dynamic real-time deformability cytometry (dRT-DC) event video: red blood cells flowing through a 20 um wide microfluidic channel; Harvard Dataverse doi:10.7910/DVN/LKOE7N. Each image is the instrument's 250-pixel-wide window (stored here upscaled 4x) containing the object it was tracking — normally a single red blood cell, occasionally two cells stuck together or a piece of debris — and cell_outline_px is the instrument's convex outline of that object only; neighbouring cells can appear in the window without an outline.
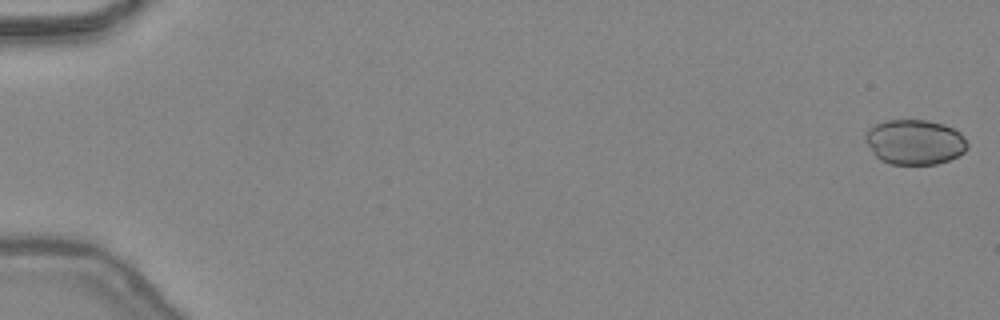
{"species": "common noctule bat (a hibernating species)", "species_latin": "Nyctalus noctula", "temperature_condition": "warm", "stored_images_in_passage": 15, "camera_frame_rate_fps": 3000, "um_per_image_px": 0.085, "animal": {"sex": "female", "body_mass_g": 24.6, "forearm_length_mm": 56.2}, "frame": {"image": 1, "passage_image": 1, "time_ms": 0.0, "image_size_px": [1000, 320], "cell_outline_px": [[968, 148], [964, 152], [948, 160], [936, 164], [888, 164], [880, 160], [872, 152], [864, 140], [864, 132], [868, 128], [876, 124], [888, 120], [928, 120], [944, 124], [960, 132], [968, 144]], "centroid_in_image_um": [77.72, 12.07], "position_along_channel_um": 7.3, "area_um2": 26.93}}
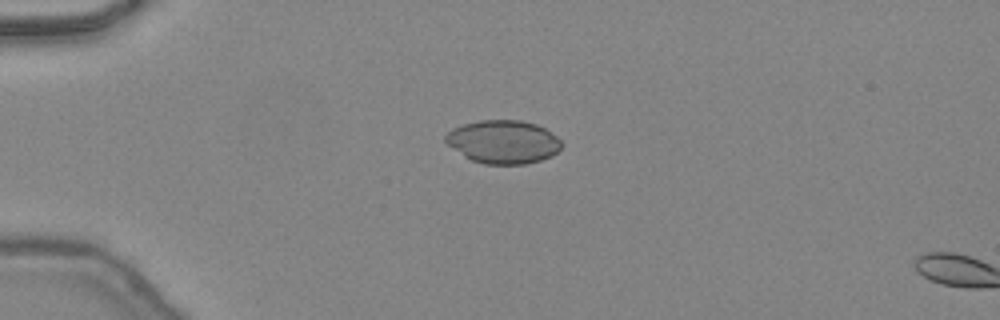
{"frame": {"image": 2, "passage_image": 13, "time_ms": 4.0, "image_size_px": [1000, 320], "cell_outline_px": [[564, 144], [552, 156], [540, 160], [524, 164], [484, 164], [472, 160], [464, 156], [448, 144], [444, 140], [444, 136], [452, 128], [464, 124], [480, 120], [520, 120], [536, 124], [544, 128], [556, 136]], "centroid_in_image_um": [42.77, 12.05], "position_along_channel_um": 42.2, "area_um2": 29.19}}